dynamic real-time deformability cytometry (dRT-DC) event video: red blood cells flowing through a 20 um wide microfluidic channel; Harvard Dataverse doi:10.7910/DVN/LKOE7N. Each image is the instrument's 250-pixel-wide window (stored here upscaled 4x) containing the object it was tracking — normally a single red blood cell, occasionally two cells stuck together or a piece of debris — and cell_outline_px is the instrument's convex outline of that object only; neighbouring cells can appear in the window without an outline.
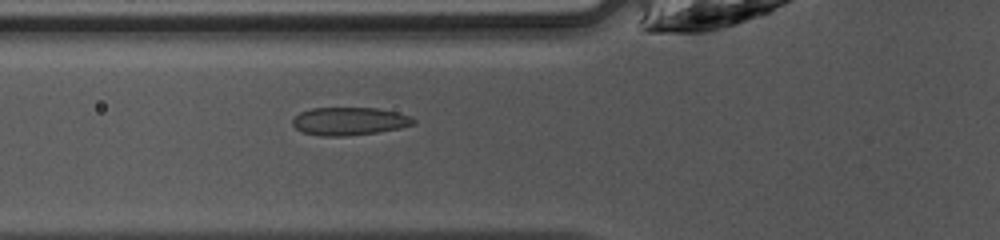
{"species": "common noctule bat (a hibernating species)", "species_latin": "Nyctalus noctula", "temperature_condition": "warm", "stored_images_in_passage": 47, "camera_frame_rate_fps": 3000, "um_per_image_px": 0.085, "animal": {"sex": "female", "body_mass_g": 10.0, "forearm_length_mm": 53.1}, "frame": {"image": 1, "passage_image": 17, "time_ms": 5.333, "image_size_px": [1000, 240], "cell_outline_px": [[416, 124], [400, 128], [376, 132], [344, 136], [320, 136], [304, 132], [296, 128], [292, 124], [292, 120], [300, 112], [312, 108], [376, 108], [396, 112], [408, 116], [416, 120]], "centroid_in_image_um": [29.69, 10.3], "position_along_channel_um": 96.1, "area_um2": 19.54}}
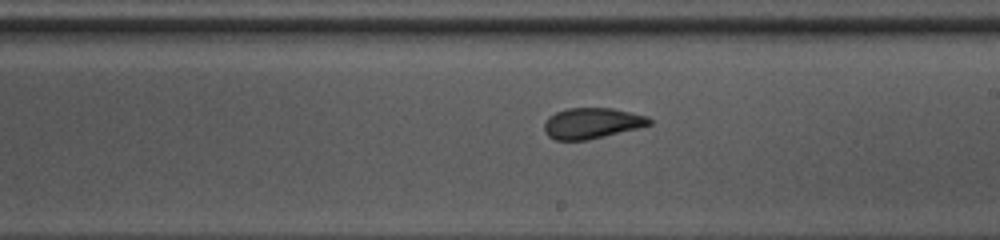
{"frame": {"image": 2, "passage_image": 27, "time_ms": 8.667, "image_size_px": [1000, 240], "cell_outline_px": [[652, 124], [588, 140], [556, 140], [548, 136], [544, 132], [544, 124], [548, 116], [556, 112], [568, 108], [612, 108], [648, 116], [652, 120]], "centroid_in_image_um": [50.29, 10.47], "position_along_channel_um": 238.7, "area_um2": 18.79}}
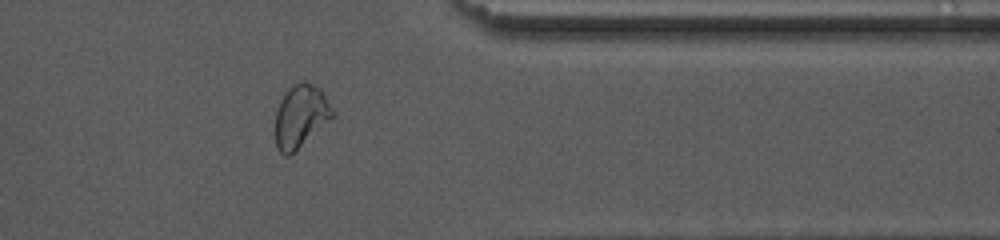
{"frame": {"image": 3, "passage_image": 38, "time_ms": 12.333, "image_size_px": [1000, 240], "cell_outline_px": [[336, 116], [288, 156], [284, 156], [276, 148], [276, 112], [280, 100], [288, 88], [300, 80], [304, 80], [320, 88], [336, 112]], "centroid_in_image_um": [25.59, 9.85], "position_along_channel_um": 385.8, "area_um2": 21.1}, "authors_computed_cell_mechanics": {"area_um2": 20.3456, "velocity_mm_per_s": 4.2618, "shape_relaxation_time_tau1_ms": null, "shape_relaxation_time_tau2_ms": 1.2796, "deformation_change_tau1": null, "deformation_change_tau2": 0.0532}}